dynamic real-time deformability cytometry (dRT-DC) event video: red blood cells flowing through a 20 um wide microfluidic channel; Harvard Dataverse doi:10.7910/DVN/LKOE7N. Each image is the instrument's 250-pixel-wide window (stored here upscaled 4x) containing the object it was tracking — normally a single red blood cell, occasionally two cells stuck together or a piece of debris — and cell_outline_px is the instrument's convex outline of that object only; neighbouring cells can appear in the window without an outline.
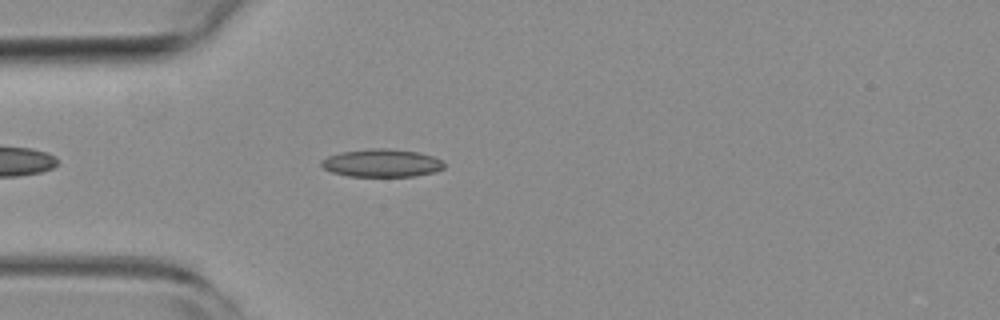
{"species": "common noctule bat (a hibernating species)", "species_latin": "Nyctalus noctula", "temperature_condition": "room temperature", "stored_images_in_passage": 43, "camera_frame_rate_fps": 3000, "um_per_image_px": 0.085, "animal": {"sex": "female", "body_mass_g": 19.3, "forearm_length_mm": 54.1}, "frame": {"image": 1, "passage_image": 5, "time_ms": 1.333, "image_size_px": [1000, 320], "cell_outline_px": [[444, 168], [432, 172], [416, 176], [348, 176], [332, 172], [324, 168], [320, 164], [320, 160], [328, 156], [340, 152], [372, 148], [388, 148], [420, 152], [444, 160]], "centroid_in_image_um": [32.45, 13.85], "position_along_channel_um": 52.5, "area_um2": 20.06}}
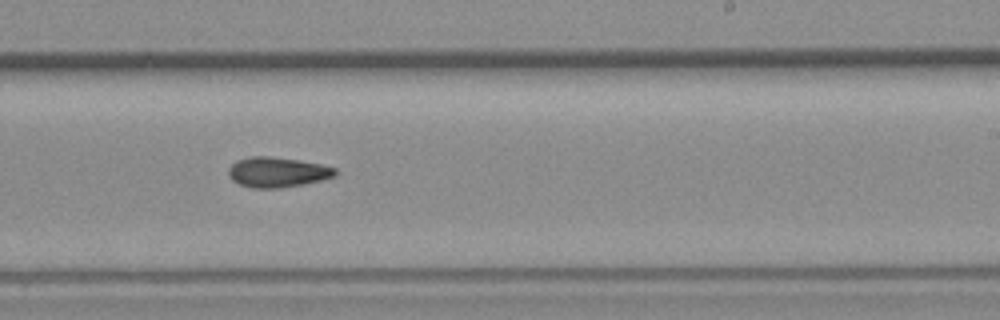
{"frame": {"image": 2, "passage_image": 22, "time_ms": 7.0, "image_size_px": [1000, 320], "cell_outline_px": [[336, 176], [304, 184], [280, 188], [252, 188], [240, 184], [232, 180], [228, 176], [228, 168], [236, 160], [252, 156], [272, 156], [320, 164], [336, 168]], "centroid_in_image_um": [23.54, 14.63], "position_along_channel_um": 265.5, "area_um2": 18.73}}
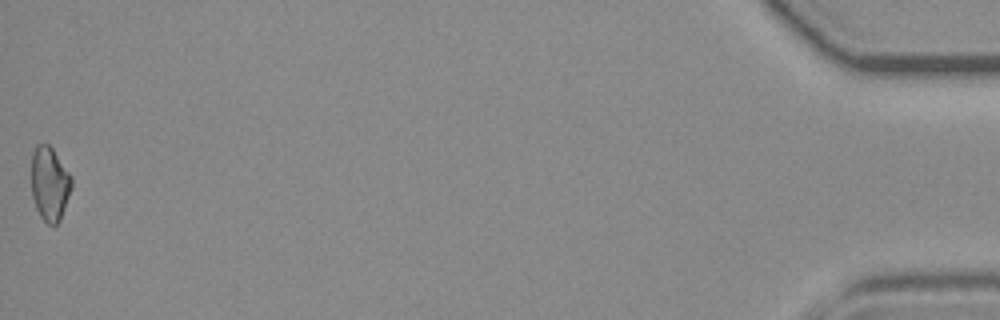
{"frame": {"image": 3, "passage_image": 43, "time_ms": 14.0, "image_size_px": [1000, 320], "cell_outline_px": [[72, 188], [60, 220], [56, 224], [48, 224], [40, 216], [36, 208], [32, 196], [32, 152], [36, 144], [48, 144], [52, 148], [72, 176]], "centroid_in_image_um": [4.23, 15.61], "position_along_channel_um": 431.0, "area_um2": 17.34}}